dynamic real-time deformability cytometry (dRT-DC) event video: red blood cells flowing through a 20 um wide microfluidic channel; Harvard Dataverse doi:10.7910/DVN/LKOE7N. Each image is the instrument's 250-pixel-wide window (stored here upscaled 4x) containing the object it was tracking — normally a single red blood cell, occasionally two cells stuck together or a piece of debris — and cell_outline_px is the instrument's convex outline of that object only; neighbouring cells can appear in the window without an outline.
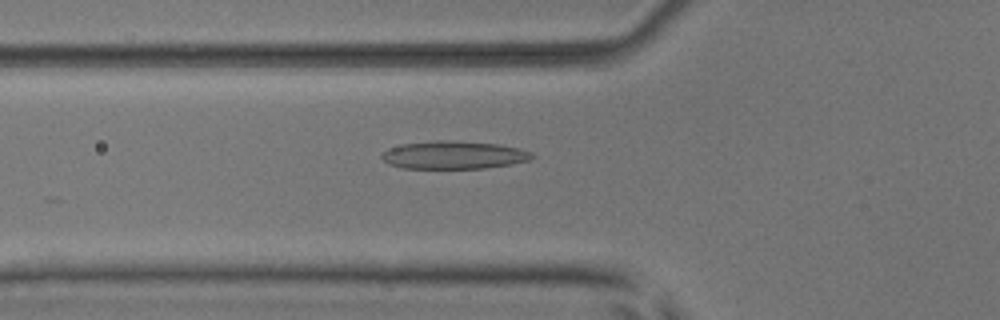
{"species": "common noctule bat (a hibernating species)", "species_latin": "Nyctalus noctula", "temperature_condition": "room temperature", "stored_images_in_passage": 42, "camera_frame_rate_fps": 3000, "um_per_image_px": 0.085, "animal": {"sex": "male", "body_mass_g": 17.9, "forearm_length_mm": 54.2}, "frame": {"image": 1, "passage_image": 19, "time_ms": 6.0, "image_size_px": [1000, 320], "cell_outline_px": [[536, 156], [532, 160], [484, 168], [400, 168], [388, 164], [380, 156], [388, 148], [404, 144], [436, 140], [444, 140], [500, 144], [520, 148], [532, 152]], "centroid_in_image_um": [38.6, 13.17], "position_along_channel_um": 87.2, "area_um2": 24.45}}
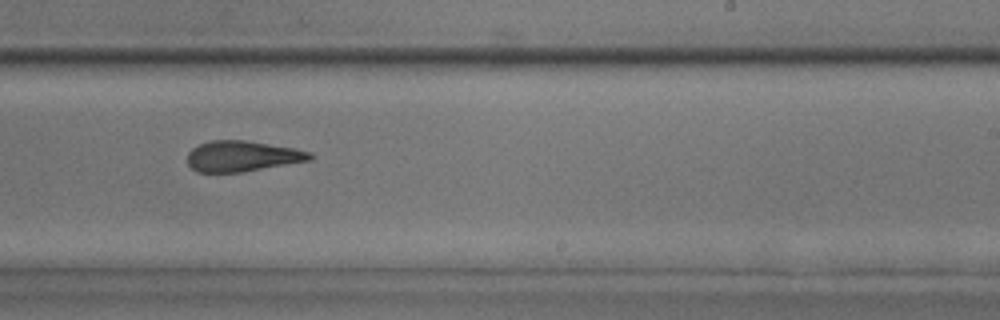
{"frame": {"image": 2, "passage_image": 33, "time_ms": 10.667, "image_size_px": [1000, 320], "cell_outline_px": [[312, 160], [240, 172], [196, 172], [188, 164], [188, 152], [192, 148], [200, 144], [212, 140], [244, 140], [296, 148], [312, 152]], "centroid_in_image_um": [20.6, 13.27], "position_along_channel_um": 268.4, "area_um2": 21.85}}
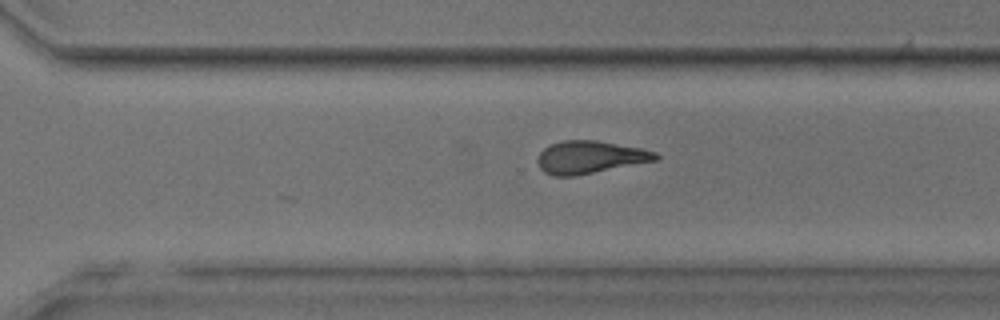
{"frame": {"image": 3, "passage_image": 37, "time_ms": 12.0, "image_size_px": [1000, 320], "cell_outline_px": [[660, 160], [576, 176], [552, 176], [544, 172], [540, 168], [536, 160], [540, 152], [544, 148], [552, 144], [564, 140], [596, 140], [640, 148], [656, 152], [660, 156]], "centroid_in_image_um": [50.17, 13.37], "position_along_channel_um": 320.4, "area_um2": 22.66}, "authors_computed_cell_mechanics": {"area_um2": 23.2645, "velocity_mm_per_s": 3.8861, "shape_relaxation_time_tau1_ms": 7.6561, "shape_relaxation_time_tau2_ms": 2.7726, "deformation_change_tau1": 0.223, "deformation_change_tau2": 0.1329}}